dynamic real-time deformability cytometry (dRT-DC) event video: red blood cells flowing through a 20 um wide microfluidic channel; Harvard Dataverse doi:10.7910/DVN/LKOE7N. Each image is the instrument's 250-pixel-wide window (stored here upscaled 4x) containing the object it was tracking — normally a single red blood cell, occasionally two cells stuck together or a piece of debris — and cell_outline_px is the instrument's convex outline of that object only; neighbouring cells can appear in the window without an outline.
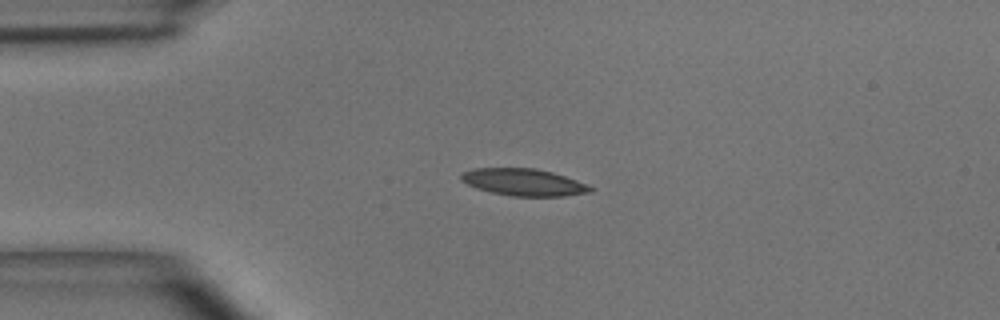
{"species": "common noctule bat (a hibernating species)", "species_latin": "Nyctalus noctula", "temperature_condition": "room temperature", "stored_images_in_passage": 49, "camera_frame_rate_fps": 3000, "um_per_image_px": 0.085, "animal": {"sex": "male", "body_mass_g": 15.6}, "frame": {"image": 1, "passage_image": 11, "time_ms": 3.333, "image_size_px": [1000, 320], "cell_outline_px": [[596, 188], [592, 192], [564, 196], [512, 196], [492, 192], [476, 188], [460, 180], [460, 176], [464, 172], [472, 168], [536, 168], [552, 172], [588, 184]], "centroid_in_image_um": [44.54, 15.49], "position_along_channel_um": 40.5, "area_um2": 20.4}}
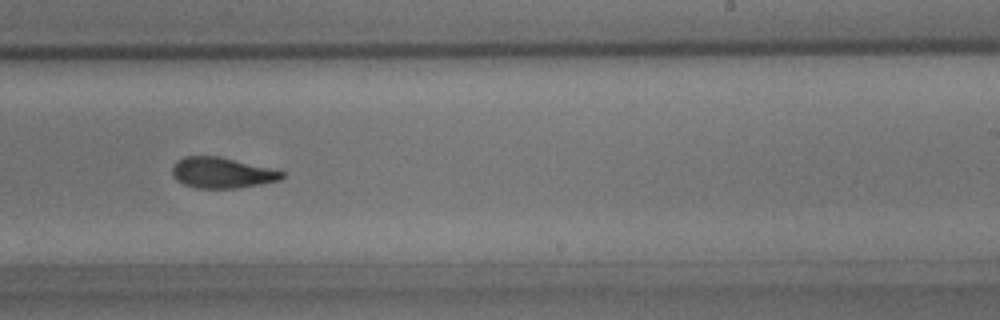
{"frame": {"image": 2, "passage_image": 30, "time_ms": 9.667, "image_size_px": [1000, 320], "cell_outline_px": [[288, 172], [280, 180], [260, 184], [236, 188], [196, 188], [184, 184], [176, 180], [172, 176], [172, 168], [176, 160], [184, 156], [220, 156]], "centroid_in_image_um": [18.86, 14.68], "position_along_channel_um": 270.1, "area_um2": 19.83}}
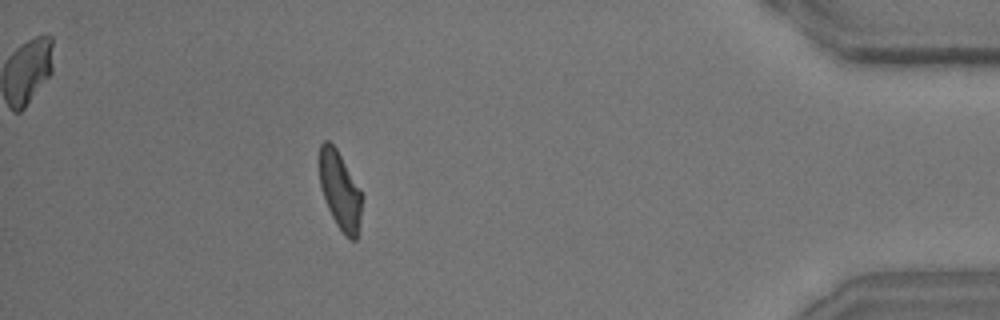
{"frame": {"image": 3, "passage_image": 44, "time_ms": 14.333, "image_size_px": [1000, 320], "cell_outline_px": [[360, 216], [356, 240], [352, 240], [344, 236], [336, 224], [324, 200], [320, 184], [320, 144], [324, 140], [328, 140], [336, 148], [360, 192]], "centroid_in_image_um": [28.86, 16.22], "position_along_channel_um": 406.3, "area_um2": 18.55}, "authors_computed_cell_mechanics": {"area_um2": 20.23, "velocity_mm_per_s": 3.9972, "shape_relaxation_time_tau1_ms": 4.657, "shape_relaxation_time_tau2_ms": 1.6826, "deformation_change_tau1": 0.1684, "deformation_change_tau2": 0.0824}}